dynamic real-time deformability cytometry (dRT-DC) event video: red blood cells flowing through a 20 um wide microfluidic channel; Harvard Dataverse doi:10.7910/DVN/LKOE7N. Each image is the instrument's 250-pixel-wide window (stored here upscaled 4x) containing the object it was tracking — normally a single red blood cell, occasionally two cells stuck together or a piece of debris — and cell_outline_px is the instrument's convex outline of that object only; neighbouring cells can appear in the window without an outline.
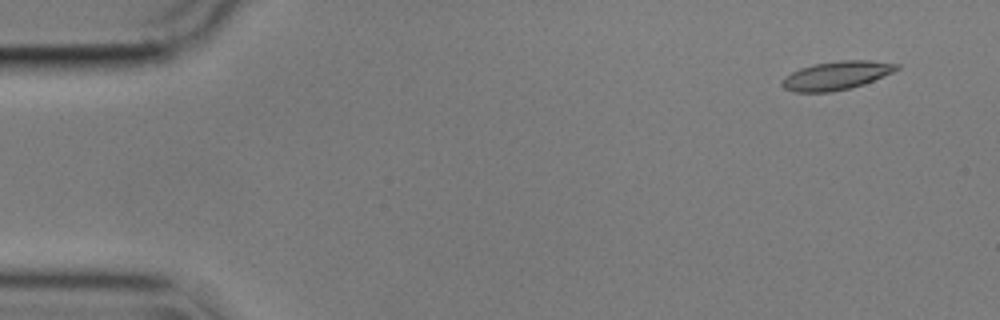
{"species": "common noctule bat (a hibernating species)", "species_latin": "Nyctalus noctula", "temperature_condition": "cold", "stored_images_in_passage": 56, "camera_frame_rate_fps": 3000, "um_per_image_px": 0.085, "animal": {"sex": "male", "body_mass_g": 17.9}, "frame": {"image": 1, "passage_image": 4, "time_ms": 1.0, "image_size_px": [1000, 320], "cell_outline_px": [[900, 68], [892, 72], [864, 84], [832, 92], [796, 92], [784, 88], [780, 84], [784, 76], [800, 68], [812, 64], [840, 60], [872, 60], [900, 64]], "centroid_in_image_um": [71.08, 6.41], "position_along_channel_um": 13.9, "area_um2": 19.07}}
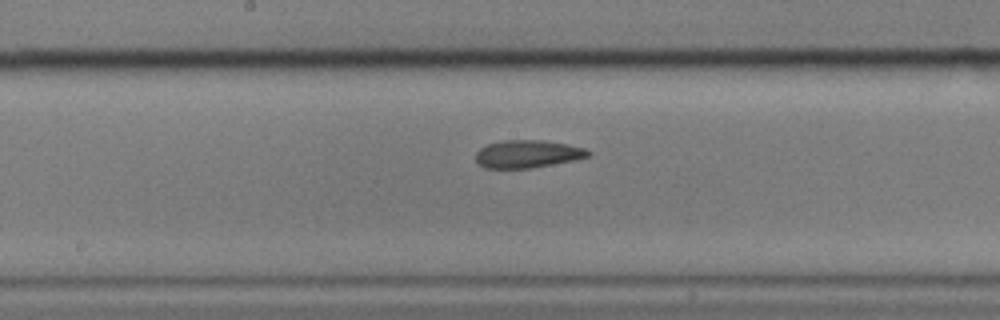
{"frame": {"image": 2, "passage_image": 29, "time_ms": 9.333, "image_size_px": [1000, 320], "cell_outline_px": [[592, 156], [532, 168], [484, 168], [476, 160], [476, 152], [480, 148], [488, 144], [504, 140], [544, 140], [568, 144], [584, 148], [592, 152]], "centroid_in_image_um": [44.86, 13.08], "position_along_channel_um": 203.3, "area_um2": 18.15}}
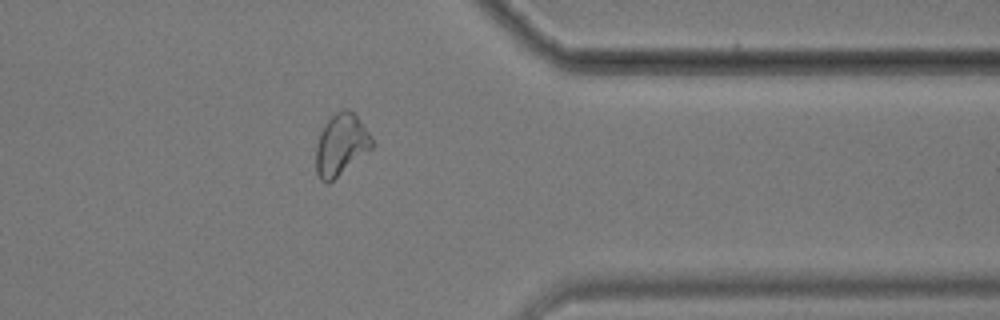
{"frame": {"image": 3, "passage_image": 45, "time_ms": 14.667, "image_size_px": [1000, 320], "cell_outline_px": [[376, 144], [372, 148], [328, 184], [324, 184], [320, 180], [316, 172], [316, 144], [320, 132], [324, 124], [336, 112], [344, 108], [348, 108], [356, 116], [372, 136]], "centroid_in_image_um": [28.98, 12.31], "position_along_channel_um": 382.4, "area_um2": 20.17}, "authors_computed_cell_mechanics": {"area_um2": 18.9006, "velocity_mm_per_s": 3.5657, "shape_relaxation_time_tau1_ms": 3.5552, "shape_relaxation_time_tau2_ms": 2.0953, "deformation_change_tau1": 0.1132, "deformation_change_tau2": 0.0865}}